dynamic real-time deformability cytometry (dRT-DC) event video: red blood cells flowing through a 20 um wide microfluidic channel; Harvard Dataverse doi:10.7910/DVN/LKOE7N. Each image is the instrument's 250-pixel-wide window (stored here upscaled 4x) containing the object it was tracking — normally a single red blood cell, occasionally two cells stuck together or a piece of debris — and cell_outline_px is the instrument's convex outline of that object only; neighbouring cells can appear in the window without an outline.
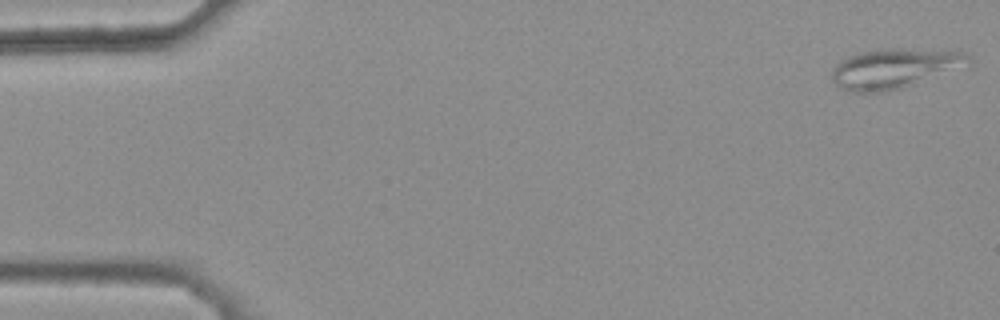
{"species": "common noctule bat (a hibernating species)", "species_latin": "Nyctalus noctula", "temperature_condition": "warm", "stored_images_in_passage": 47, "camera_frame_rate_fps": 3000, "um_per_image_px": 0.085, "animal": {"sex": "female", "body_mass_g": 25.1}, "frame": {"image": 1, "passage_image": 1, "time_ms": 0.0, "image_size_px": [1000, 320], "cell_outline_px": [[972, 60], [900, 88], [884, 92], [848, 92], [840, 88], [832, 80], [832, 68], [840, 60], [848, 56], [860, 52], [880, 48], [960, 48], [972, 56]], "centroid_in_image_um": [75.98, 5.75], "position_along_channel_um": 9.0, "area_um2": 31.67}}
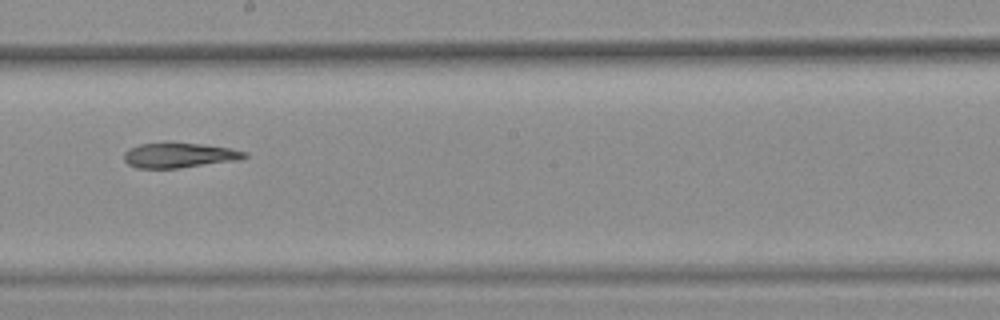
{"frame": {"image": 2, "passage_image": 29, "time_ms": 9.333, "image_size_px": [1000, 320], "cell_outline_px": [[248, 156], [240, 160], [180, 168], [136, 168], [128, 164], [124, 160], [124, 152], [128, 148], [140, 144], [200, 144], [232, 148], [248, 152]], "centroid_in_image_um": [15.27, 13.22], "position_along_channel_um": 232.9, "area_um2": 17.4}}
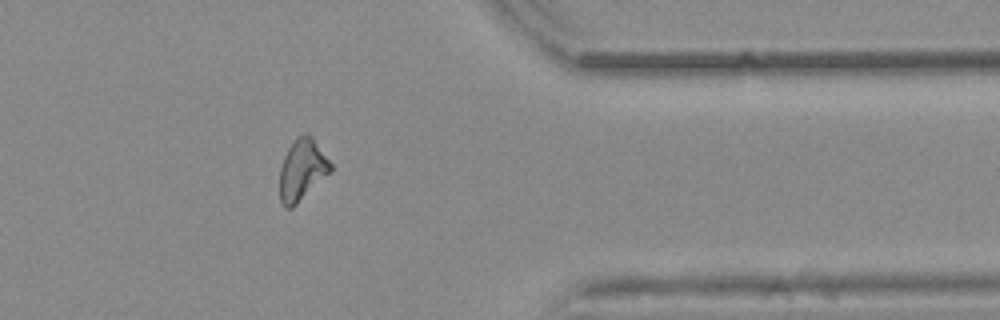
{"frame": {"image": 3, "passage_image": 42, "time_ms": 13.667, "image_size_px": [1000, 320], "cell_outline_px": [[332, 168], [292, 208], [284, 208], [280, 200], [280, 168], [284, 156], [288, 148], [296, 136], [304, 132], [308, 132], [312, 136], [332, 164]], "centroid_in_image_um": [25.64, 14.38], "position_along_channel_um": 385.8, "area_um2": 17.86}}